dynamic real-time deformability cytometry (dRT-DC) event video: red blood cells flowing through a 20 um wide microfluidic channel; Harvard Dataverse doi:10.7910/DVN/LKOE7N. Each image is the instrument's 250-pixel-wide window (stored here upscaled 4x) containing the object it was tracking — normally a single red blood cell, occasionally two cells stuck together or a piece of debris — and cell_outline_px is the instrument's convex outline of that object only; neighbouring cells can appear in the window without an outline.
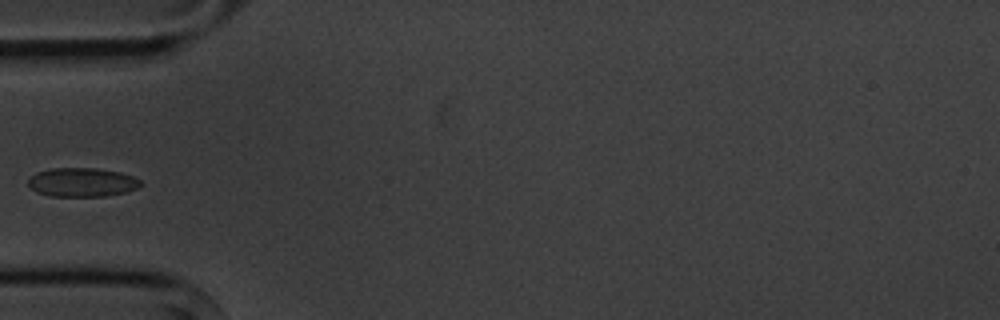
{"species": "common noctule bat (a hibernating species)", "species_latin": "Nyctalus noctula", "temperature_condition": "cold", "stored_images_in_passage": 6, "camera_frame_rate_fps": 3000, "um_per_image_px": 0.085, "animal": {"sex": "male", "body_mass_g": 20.1, "forearm_length_mm": 53.5}, "frame": {"image": 1, "passage_image": 5, "time_ms": 5.667, "image_size_px": [1000, 320], "cell_outline_px": [[140, 184], [136, 188], [124, 192], [104, 196], [52, 196], [36, 192], [28, 184], [28, 180], [36, 172], [48, 168], [96, 168], [120, 172], [132, 176], [140, 180]], "centroid_in_image_um": [6.93, 15.48], "position_along_channel_um": 78.1, "area_um2": 18.79}}
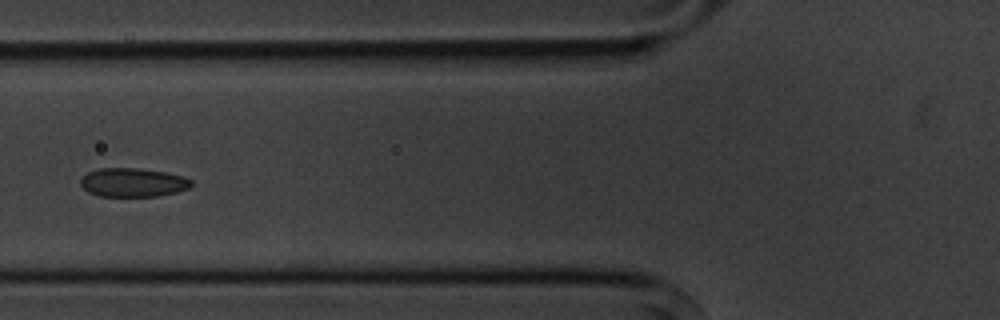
{"frame": {"image": 2, "passage_image": 6, "time_ms": 6.667, "image_size_px": [1000, 320], "cell_outline_px": [[192, 184], [188, 188], [176, 192], [156, 196], [100, 196], [88, 192], [80, 184], [80, 180], [88, 172], [100, 168], [140, 168], [164, 172], [184, 176], [192, 180]], "centroid_in_image_um": [11.3, 15.5], "position_along_channel_um": 114.5, "area_um2": 18.5}}